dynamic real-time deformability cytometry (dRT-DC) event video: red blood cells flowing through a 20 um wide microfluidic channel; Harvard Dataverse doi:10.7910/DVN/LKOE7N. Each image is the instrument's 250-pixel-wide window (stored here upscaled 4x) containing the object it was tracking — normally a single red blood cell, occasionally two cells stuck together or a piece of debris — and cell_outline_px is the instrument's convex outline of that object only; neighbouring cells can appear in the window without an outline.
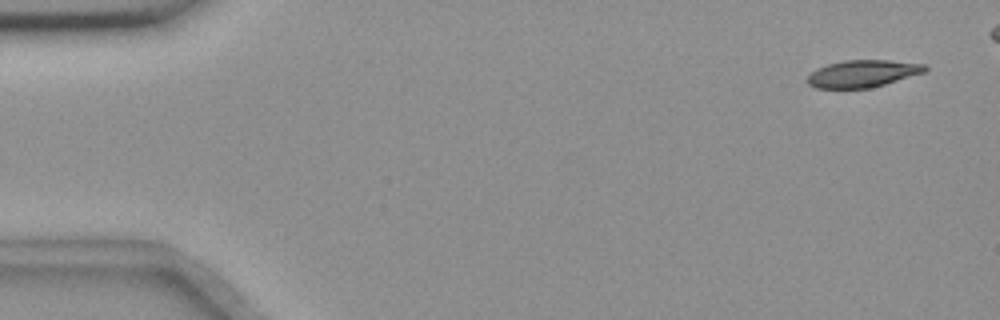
{"species": "common noctule bat (a hibernating species)", "species_latin": "Nyctalus noctula", "temperature_condition": "room temperature", "stored_images_in_passage": 50, "camera_frame_rate_fps": 3000, "um_per_image_px": 0.085, "animal": {"sex": "female", "body_mass_g": 18.4}, "frame": {"image": 1, "passage_image": 3, "time_ms": 0.667, "image_size_px": [1000, 320], "cell_outline_px": [[928, 68], [924, 72], [884, 84], [868, 88], [816, 88], [808, 84], [808, 76], [816, 68], [828, 64], [844, 60], [888, 60], [924, 64]], "centroid_in_image_um": [73.3, 6.25], "position_along_channel_um": 11.7, "area_um2": 18.38}}
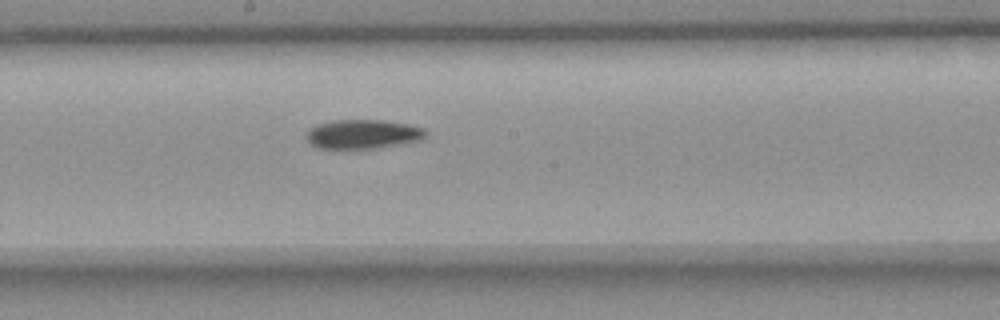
{"frame": {"image": 2, "passage_image": 30, "time_ms": 9.667, "image_size_px": [1000, 320], "cell_outline_px": [[428, 136], [420, 140], [400, 144], [376, 148], [320, 148], [312, 144], [304, 136], [308, 128], [316, 124], [332, 120], [384, 120], [408, 124], [424, 128], [428, 132]], "centroid_in_image_um": [30.85, 11.39], "position_along_channel_um": 217.4, "area_um2": 20.46}}
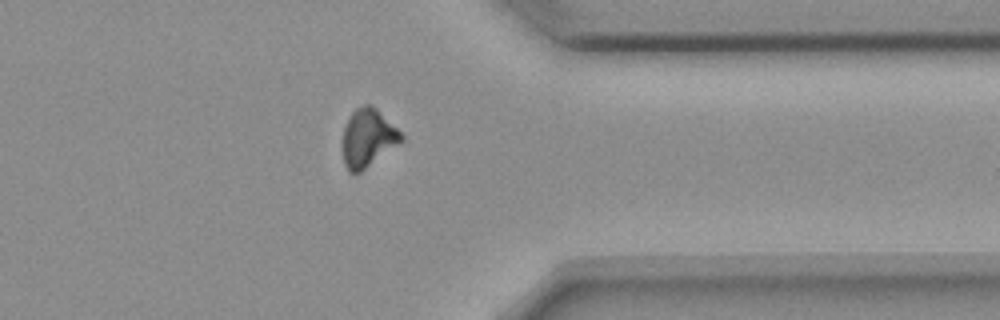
{"frame": {"image": 3, "passage_image": 44, "time_ms": 14.333, "image_size_px": [1000, 320], "cell_outline_px": [[404, 140], [360, 172], [348, 172], [344, 164], [344, 128], [352, 112], [356, 108], [364, 104], [372, 104], [404, 136]], "centroid_in_image_um": [31.28, 11.71], "position_along_channel_um": 380.1, "area_um2": 19.36}}